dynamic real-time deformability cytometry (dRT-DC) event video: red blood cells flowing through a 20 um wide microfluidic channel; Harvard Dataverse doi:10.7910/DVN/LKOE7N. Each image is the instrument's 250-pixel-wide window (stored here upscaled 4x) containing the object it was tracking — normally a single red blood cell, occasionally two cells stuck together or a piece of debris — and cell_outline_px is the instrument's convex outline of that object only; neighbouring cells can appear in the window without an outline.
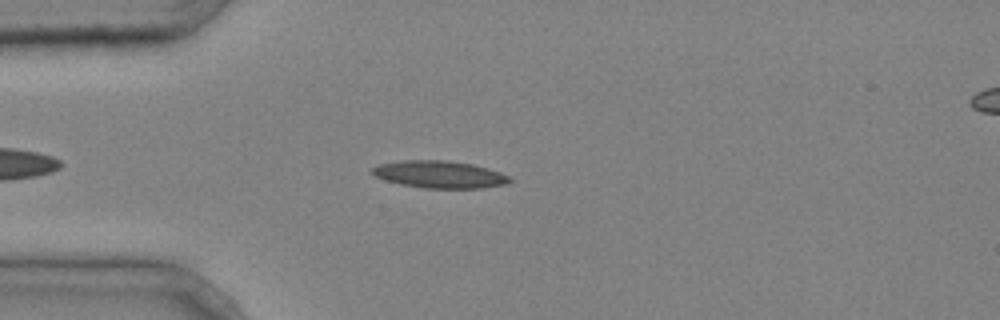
{"species": "common noctule bat (a hibernating species)", "species_latin": "Nyctalus noctula", "temperature_condition": "cold", "stored_images_in_passage": 4, "camera_frame_rate_fps": 3000, "um_per_image_px": 0.085, "animal": {"sex": "male", "body_mass_g": 20.4}, "frame": {"image": 1, "passage_image": 4, "time_ms": 1.0, "image_size_px": [1000, 320], "cell_outline_px": [[512, 180], [504, 184], [480, 188], [424, 188], [400, 184], [384, 180], [368, 172], [376, 164], [400, 160], [444, 160], [472, 164], [488, 168], [512, 176]], "centroid_in_image_um": [37.31, 14.82], "position_along_channel_um": 47.7, "area_um2": 22.02}}